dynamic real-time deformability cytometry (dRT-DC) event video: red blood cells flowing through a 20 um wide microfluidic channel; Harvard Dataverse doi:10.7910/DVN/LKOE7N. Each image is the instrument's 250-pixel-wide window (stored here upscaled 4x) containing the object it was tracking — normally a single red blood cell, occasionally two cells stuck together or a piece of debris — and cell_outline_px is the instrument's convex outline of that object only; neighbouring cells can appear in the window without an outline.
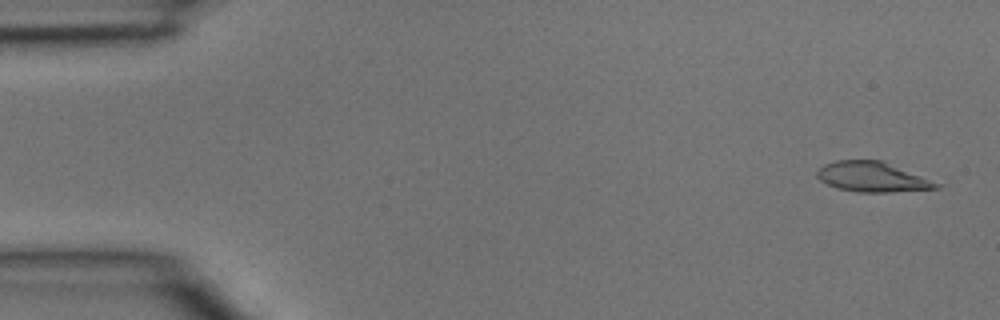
{"species": "common noctule bat (a hibernating species)", "species_latin": "Nyctalus noctula", "temperature_condition": "room temperature", "stored_images_in_passage": 4, "segment_of_instrument_passage": [1, 2], "camera_frame_rate_fps": 3000, "um_per_image_px": 0.085, "animal": {"sex": "male", "body_mass_g": 15.6}, "frame": {"image": 1, "passage_image": 1, "time_ms": 0.0, "image_size_px": [1000, 320], "cell_outline_px": [[944, 184], [940, 188], [888, 192], [856, 192], [836, 188], [820, 180], [816, 176], [816, 172], [824, 164], [836, 160], [880, 160]], "centroid_in_image_um": [74.16, 15.04], "position_along_channel_um": 10.8, "area_um2": 20.87}}